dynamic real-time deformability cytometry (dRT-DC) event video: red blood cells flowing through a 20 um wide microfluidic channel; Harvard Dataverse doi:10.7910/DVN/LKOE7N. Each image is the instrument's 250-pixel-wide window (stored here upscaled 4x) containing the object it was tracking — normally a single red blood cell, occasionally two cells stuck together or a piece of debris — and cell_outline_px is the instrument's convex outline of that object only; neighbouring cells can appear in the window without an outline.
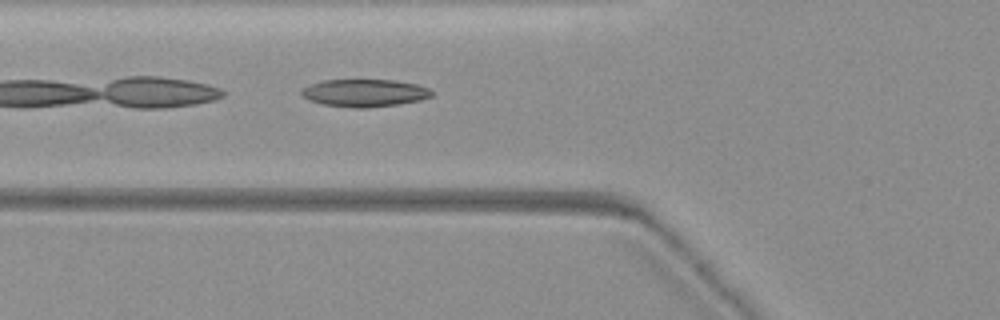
{"species": "common noctule bat (a hibernating species)", "species_latin": "Nyctalus noctula", "temperature_condition": "warm", "stored_images_in_passage": 31, "camera_frame_rate_fps": 3000, "um_per_image_px": 0.085, "animal": {"sex": "female", "body_mass_g": 19.3, "forearm_length_mm": 54.1}, "frame": {"image": 1, "passage_image": 5, "time_ms": 1.333, "image_size_px": [1000, 320], "cell_outline_px": [[432, 96], [420, 100], [400, 104], [368, 108], [352, 108], [324, 104], [308, 100], [300, 96], [300, 88], [324, 80], [396, 80], [416, 84], [428, 88], [432, 92]], "centroid_in_image_um": [30.96, 7.9], "position_along_channel_um": 94.8, "area_um2": 21.04}}
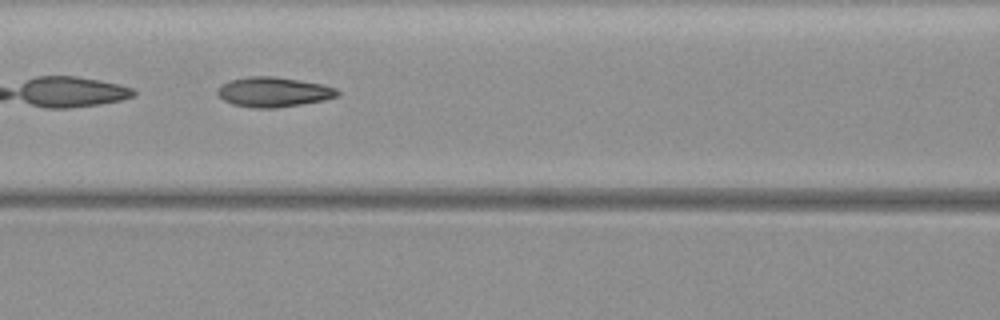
{"frame": {"image": 2, "passage_image": 10, "time_ms": 3.0, "image_size_px": [1000, 320], "cell_outline_px": [[340, 96], [324, 100], [276, 108], [256, 108], [232, 104], [224, 100], [216, 92], [228, 80], [248, 76], [276, 76], [324, 84], [336, 88], [340, 92]], "centroid_in_image_um": [23.29, 7.81], "position_along_channel_um": 143.3, "area_um2": 20.92}}